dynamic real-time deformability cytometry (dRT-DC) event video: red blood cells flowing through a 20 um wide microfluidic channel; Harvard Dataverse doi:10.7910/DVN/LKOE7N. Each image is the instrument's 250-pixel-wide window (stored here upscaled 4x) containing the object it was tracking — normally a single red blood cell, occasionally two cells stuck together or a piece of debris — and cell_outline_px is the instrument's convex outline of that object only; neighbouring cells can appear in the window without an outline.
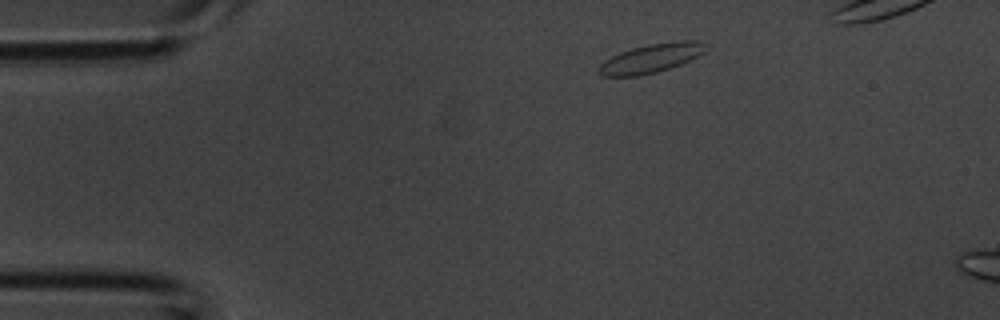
{"species": "common noctule bat (a hibernating species)", "species_latin": "Nyctalus noctula", "temperature_condition": "room temperature", "stored_images_in_passage": 2, "camera_frame_rate_fps": 3000, "um_per_image_px": 0.085, "animal": {"sex": "male", "body_mass_g": 20.1, "forearm_length_mm": 53.5}, "frame": {"image": 1, "passage_image": 1, "time_ms": 0.0, "image_size_px": [1000, 320], "cell_outline_px": [[704, 52], [680, 64], [656, 72], [640, 76], [600, 76], [600, 64], [604, 60], [620, 52], [632, 48], [648, 44], [676, 40], [696, 40], [704, 44]], "centroid_in_image_um": [55.31, 4.94], "position_along_channel_um": 29.7, "area_um2": 17.74}}